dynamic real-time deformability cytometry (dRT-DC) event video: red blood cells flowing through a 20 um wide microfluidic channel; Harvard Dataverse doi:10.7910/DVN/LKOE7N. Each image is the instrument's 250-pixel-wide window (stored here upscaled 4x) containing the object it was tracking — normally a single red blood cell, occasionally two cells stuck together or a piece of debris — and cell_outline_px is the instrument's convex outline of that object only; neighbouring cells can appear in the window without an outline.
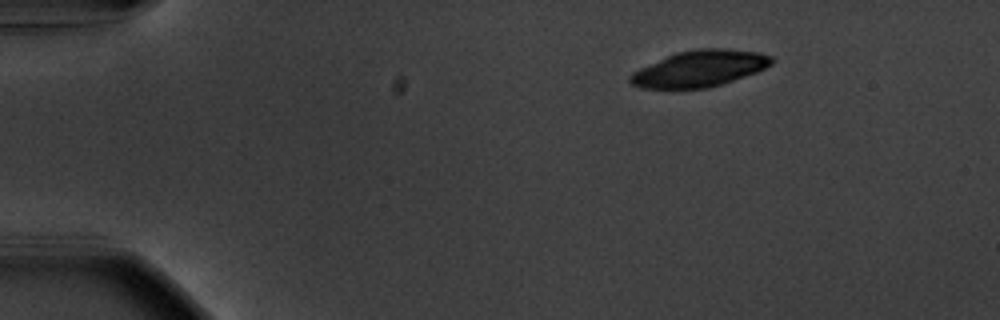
{"species": "common noctule bat (a hibernating species)", "species_latin": "Nyctalus noctula", "temperature_condition": "warm", "stored_images_in_passage": 48, "camera_frame_rate_fps": 3000, "um_per_image_px": 0.085, "animal": {"sex": "male", "body_mass_g": 20.1, "forearm_length_mm": 53.5}, "frame": {"image": 1, "passage_image": 1, "time_ms": 0.0, "image_size_px": [1000, 320], "cell_outline_px": [[776, 60], [772, 64], [756, 72], [708, 88], [644, 88], [632, 84], [628, 80], [628, 76], [632, 72], [640, 68], [676, 52], [696, 48], [724, 48], [756, 52], [772, 56]], "centroid_in_image_um": [59.47, 5.82], "position_along_channel_um": 25.5, "area_um2": 29.71}}